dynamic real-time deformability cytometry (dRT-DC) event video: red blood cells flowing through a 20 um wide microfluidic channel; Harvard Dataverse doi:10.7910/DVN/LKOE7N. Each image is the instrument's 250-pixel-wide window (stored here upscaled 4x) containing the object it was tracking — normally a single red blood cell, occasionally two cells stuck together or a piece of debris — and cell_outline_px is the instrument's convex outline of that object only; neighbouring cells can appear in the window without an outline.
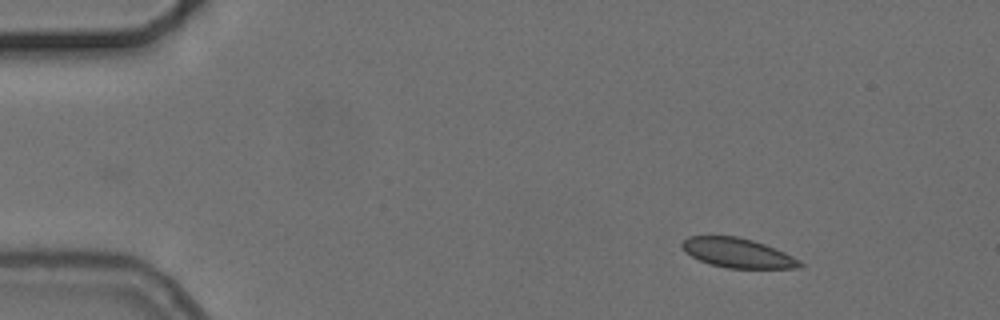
{"species": "common noctule bat (a hibernating species)", "species_latin": "Nyctalus noctula", "temperature_condition": "cold", "stored_images_in_passage": 7, "camera_frame_rate_fps": 3000, "um_per_image_px": 0.085, "animal": {"sex": "female", "body_mass_g": 24.6, "forearm_length_mm": 56.2}, "frame": {"image": 1, "passage_image": 1, "time_ms": 0.0, "image_size_px": [1000, 320], "cell_outline_px": [[804, 264], [800, 268], [728, 268], [708, 264], [692, 256], [680, 244], [688, 236], [736, 236], [752, 240], [764, 244], [784, 252], [800, 260]], "centroid_in_image_um": [62.72, 21.5], "position_along_channel_um": 22.3, "area_um2": 20.06}}
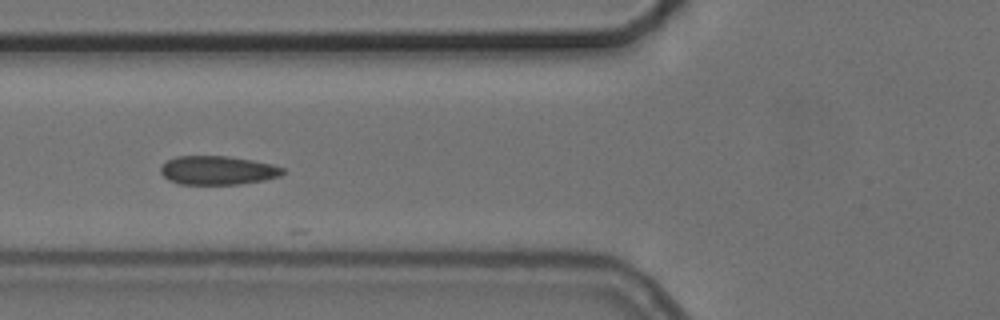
{"frame": {"image": 2, "passage_image": 5, "time_ms": 4.667, "image_size_px": [1000, 320], "cell_outline_px": [[288, 172], [280, 176], [264, 180], [240, 184], [180, 184], [168, 180], [160, 172], [160, 168], [168, 160], [176, 156], [228, 156], [252, 160], [272, 164], [284, 168]], "centroid_in_image_um": [18.54, 14.48], "position_along_channel_um": 107.3, "area_um2": 20.58}}
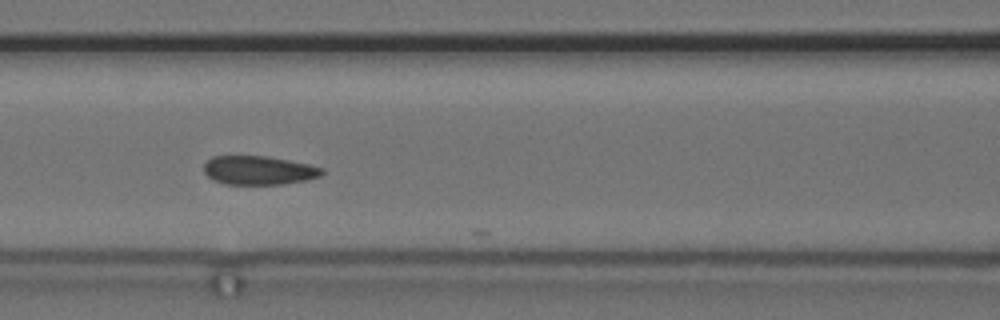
{"frame": {"image": 3, "passage_image": 6, "time_ms": 5.667, "image_size_px": [1000, 320], "cell_outline_px": [[324, 172], [320, 176], [308, 180], [284, 184], [224, 184], [208, 176], [204, 172], [204, 164], [212, 156], [268, 156], [308, 164], [324, 168]], "centroid_in_image_um": [22.02, 14.47], "position_along_channel_um": 144.6, "area_um2": 19.83}}